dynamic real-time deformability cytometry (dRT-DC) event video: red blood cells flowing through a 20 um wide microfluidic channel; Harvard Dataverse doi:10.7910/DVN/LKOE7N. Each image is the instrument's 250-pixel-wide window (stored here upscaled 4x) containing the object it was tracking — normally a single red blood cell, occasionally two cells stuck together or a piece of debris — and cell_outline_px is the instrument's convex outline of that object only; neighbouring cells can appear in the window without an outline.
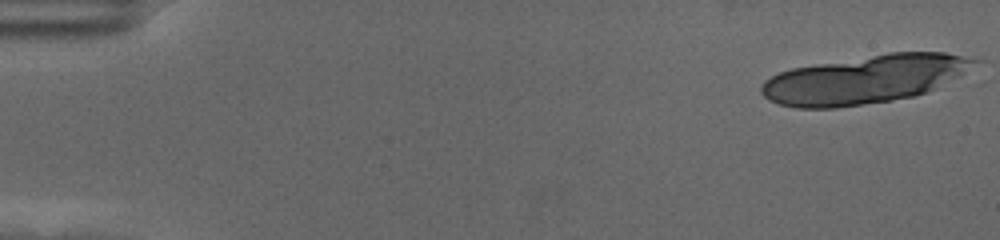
{"species": "human", "species_latin": "Homo sapiens", "temperature_condition": "cold", "stored_images_in_passage": 23, "camera_frame_rate_fps": 3000, "um_per_image_px": 0.085, "donor": {"sex": "female"}, "frame": {"image": 1, "passage_image": 1, "time_ms": 0.0, "image_size_px": [1000, 240], "cell_outline_px": [[980, 60], [956, 76], [924, 92], [912, 96], [892, 100], [836, 108], [796, 108], [780, 104], [768, 100], [760, 92], [760, 88], [764, 80], [780, 72], [792, 68], [888, 52], [944, 52]], "centroid_in_image_um": [73.38, 6.75], "position_along_channel_um": 11.6, "area_um2": 58.96}}
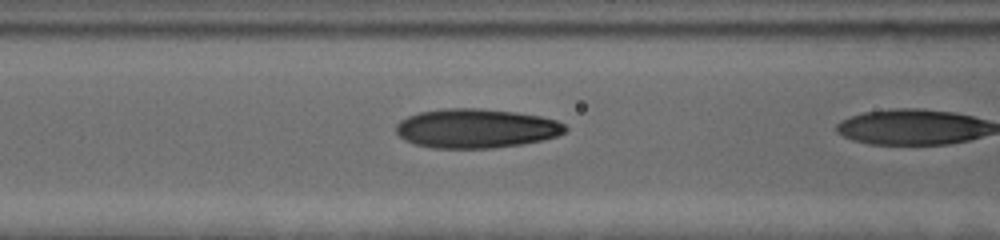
{"frame": {"image": 2, "passage_image": 22, "time_ms": 7.0, "image_size_px": [1000, 240], "cell_outline_px": [[568, 128], [564, 132], [556, 136], [544, 140], [520, 144], [492, 148], [432, 148], [416, 144], [404, 140], [396, 132], [396, 124], [400, 120], [408, 116], [420, 112], [444, 108], [480, 108], [516, 112], [540, 116], [556, 120], [564, 124]], "centroid_in_image_um": [40.46, 10.91], "position_along_channel_um": 126.1, "area_um2": 38.73}}